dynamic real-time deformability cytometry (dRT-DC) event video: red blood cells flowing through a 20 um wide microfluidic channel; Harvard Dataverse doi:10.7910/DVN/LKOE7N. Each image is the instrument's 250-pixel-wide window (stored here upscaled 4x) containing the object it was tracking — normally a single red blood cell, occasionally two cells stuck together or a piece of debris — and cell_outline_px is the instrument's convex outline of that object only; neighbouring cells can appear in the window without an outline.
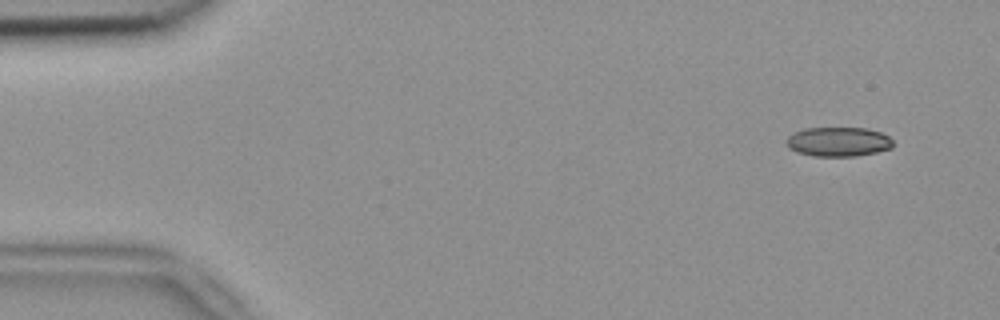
{"species": "common noctule bat (a hibernating species)", "species_latin": "Nyctalus noctula", "temperature_condition": "room temperature", "stored_images_in_passage": 52, "camera_frame_rate_fps": 3000, "um_per_image_px": 0.085, "animal": {"sex": "female", "body_mass_g": 18.4}, "frame": {"image": 1, "passage_image": 3, "time_ms": 0.667, "image_size_px": [1000, 320], "cell_outline_px": [[892, 148], [876, 152], [856, 156], [816, 156], [796, 152], [788, 148], [784, 140], [792, 132], [804, 128], [868, 128], [880, 132], [888, 136], [892, 140]], "centroid_in_image_um": [71.21, 12.04], "position_along_channel_um": 13.8, "area_um2": 18.44}}
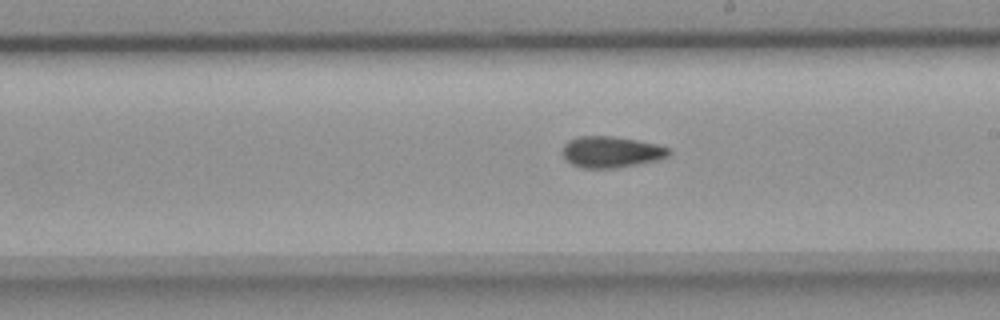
{"frame": {"image": 2, "passage_image": 29, "time_ms": 9.333, "image_size_px": [1000, 320], "cell_outline_px": [[672, 152], [668, 156], [660, 160], [616, 168], [580, 168], [572, 164], [560, 152], [560, 148], [568, 140], [580, 136], [612, 136], [636, 140], [656, 144], [668, 148]], "centroid_in_image_um": [51.93, 12.92], "position_along_channel_um": 237.1, "area_um2": 19.54}}
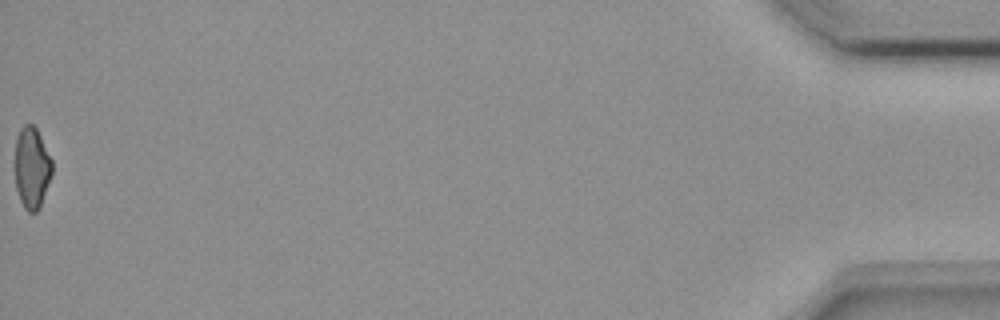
{"frame": {"image": 3, "passage_image": 52, "time_ms": 17.0, "image_size_px": [1000, 320], "cell_outline_px": [[52, 172], [40, 208], [36, 212], [28, 212], [24, 208], [20, 200], [16, 188], [16, 140], [20, 128], [24, 124], [32, 124], [36, 128], [52, 160]], "centroid_in_image_um": [2.71, 14.28], "position_along_channel_um": 432.5, "area_um2": 17.4}, "authors_computed_cell_mechanics": {"area_um2": 18.9584, "velocity_mm_per_s": 3.8623, "shape_relaxation_time_tau1_ms": null, "shape_relaxation_time_tau2_ms": 3.6506, "deformation_change_tau1": null, "deformation_change_tau2": 0.0958}}